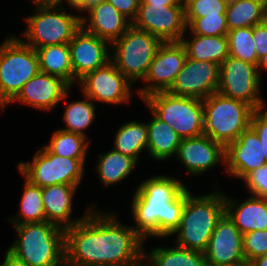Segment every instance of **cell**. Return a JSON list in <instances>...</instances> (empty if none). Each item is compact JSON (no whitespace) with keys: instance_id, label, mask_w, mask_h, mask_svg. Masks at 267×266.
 Here are the masks:
<instances>
[{"instance_id":"8fae6325","label":"cell","mask_w":267,"mask_h":266,"mask_svg":"<svg viewBox=\"0 0 267 266\" xmlns=\"http://www.w3.org/2000/svg\"><path fill=\"white\" fill-rule=\"evenodd\" d=\"M259 69L257 65L228 56L220 65L217 92L243 101L255 110L263 109L264 102L259 97Z\"/></svg>"},{"instance_id":"4316f807","label":"cell","mask_w":267,"mask_h":266,"mask_svg":"<svg viewBox=\"0 0 267 266\" xmlns=\"http://www.w3.org/2000/svg\"><path fill=\"white\" fill-rule=\"evenodd\" d=\"M40 72L73 84V69L68 44L48 45L36 49Z\"/></svg>"},{"instance_id":"5b68a950","label":"cell","mask_w":267,"mask_h":266,"mask_svg":"<svg viewBox=\"0 0 267 266\" xmlns=\"http://www.w3.org/2000/svg\"><path fill=\"white\" fill-rule=\"evenodd\" d=\"M204 108L202 134L226 147L250 127L255 109L249 104L219 92L202 100Z\"/></svg>"},{"instance_id":"74e56055","label":"cell","mask_w":267,"mask_h":266,"mask_svg":"<svg viewBox=\"0 0 267 266\" xmlns=\"http://www.w3.org/2000/svg\"><path fill=\"white\" fill-rule=\"evenodd\" d=\"M243 179L252 196L267 199V164L252 170Z\"/></svg>"},{"instance_id":"f35d334b","label":"cell","mask_w":267,"mask_h":266,"mask_svg":"<svg viewBox=\"0 0 267 266\" xmlns=\"http://www.w3.org/2000/svg\"><path fill=\"white\" fill-rule=\"evenodd\" d=\"M255 110L252 114L250 127L255 131L262 143L263 154L267 162V109Z\"/></svg>"},{"instance_id":"2e32d148","label":"cell","mask_w":267,"mask_h":266,"mask_svg":"<svg viewBox=\"0 0 267 266\" xmlns=\"http://www.w3.org/2000/svg\"><path fill=\"white\" fill-rule=\"evenodd\" d=\"M85 96L110 104L128 102L132 82L116 67L112 59L79 80ZM131 83V84H130Z\"/></svg>"},{"instance_id":"44dd1931","label":"cell","mask_w":267,"mask_h":266,"mask_svg":"<svg viewBox=\"0 0 267 266\" xmlns=\"http://www.w3.org/2000/svg\"><path fill=\"white\" fill-rule=\"evenodd\" d=\"M89 18L81 17V27L88 33L113 43L132 25L131 22L107 0L87 10ZM87 19V20H86ZM89 19V20H88ZM89 21L88 28L85 22ZM86 28V29H85Z\"/></svg>"},{"instance_id":"d4e9b609","label":"cell","mask_w":267,"mask_h":266,"mask_svg":"<svg viewBox=\"0 0 267 266\" xmlns=\"http://www.w3.org/2000/svg\"><path fill=\"white\" fill-rule=\"evenodd\" d=\"M228 30L253 27L267 20V0H233L226 11Z\"/></svg>"},{"instance_id":"8992f818","label":"cell","mask_w":267,"mask_h":266,"mask_svg":"<svg viewBox=\"0 0 267 266\" xmlns=\"http://www.w3.org/2000/svg\"><path fill=\"white\" fill-rule=\"evenodd\" d=\"M33 1L38 11L26 18L28 27L23 35L29 41L22 42L35 50L48 45L68 44L81 28V17L66 14L59 0Z\"/></svg>"},{"instance_id":"7dc6e473","label":"cell","mask_w":267,"mask_h":266,"mask_svg":"<svg viewBox=\"0 0 267 266\" xmlns=\"http://www.w3.org/2000/svg\"><path fill=\"white\" fill-rule=\"evenodd\" d=\"M261 68H266L267 69V57L264 59V61L261 63V65H260V69Z\"/></svg>"},{"instance_id":"7402d4cb","label":"cell","mask_w":267,"mask_h":266,"mask_svg":"<svg viewBox=\"0 0 267 266\" xmlns=\"http://www.w3.org/2000/svg\"><path fill=\"white\" fill-rule=\"evenodd\" d=\"M77 187V185L56 184L42 188L46 221L65 230L84 219L81 217L74 221L69 220L72 213V197Z\"/></svg>"},{"instance_id":"f6af8a7d","label":"cell","mask_w":267,"mask_h":266,"mask_svg":"<svg viewBox=\"0 0 267 266\" xmlns=\"http://www.w3.org/2000/svg\"><path fill=\"white\" fill-rule=\"evenodd\" d=\"M248 266H267V255L253 259Z\"/></svg>"},{"instance_id":"9c48e42d","label":"cell","mask_w":267,"mask_h":266,"mask_svg":"<svg viewBox=\"0 0 267 266\" xmlns=\"http://www.w3.org/2000/svg\"><path fill=\"white\" fill-rule=\"evenodd\" d=\"M162 43L158 37L131 25L112 43L116 52L111 59L117 69L131 82L144 79Z\"/></svg>"},{"instance_id":"603a6c76","label":"cell","mask_w":267,"mask_h":266,"mask_svg":"<svg viewBox=\"0 0 267 266\" xmlns=\"http://www.w3.org/2000/svg\"><path fill=\"white\" fill-rule=\"evenodd\" d=\"M238 204L225 196V213L243 235L254 230H267V199L251 195Z\"/></svg>"},{"instance_id":"4fadbf2b","label":"cell","mask_w":267,"mask_h":266,"mask_svg":"<svg viewBox=\"0 0 267 266\" xmlns=\"http://www.w3.org/2000/svg\"><path fill=\"white\" fill-rule=\"evenodd\" d=\"M204 255L209 266H248L243 234L226 213L218 220Z\"/></svg>"},{"instance_id":"ab89813d","label":"cell","mask_w":267,"mask_h":266,"mask_svg":"<svg viewBox=\"0 0 267 266\" xmlns=\"http://www.w3.org/2000/svg\"><path fill=\"white\" fill-rule=\"evenodd\" d=\"M253 41L258 57V67L267 57V20L253 26Z\"/></svg>"},{"instance_id":"1f68e13d","label":"cell","mask_w":267,"mask_h":266,"mask_svg":"<svg viewBox=\"0 0 267 266\" xmlns=\"http://www.w3.org/2000/svg\"><path fill=\"white\" fill-rule=\"evenodd\" d=\"M85 141L86 137L60 129L54 132L50 144L45 147L55 155L86 158L89 142Z\"/></svg>"},{"instance_id":"e0dca14e","label":"cell","mask_w":267,"mask_h":266,"mask_svg":"<svg viewBox=\"0 0 267 266\" xmlns=\"http://www.w3.org/2000/svg\"><path fill=\"white\" fill-rule=\"evenodd\" d=\"M108 41L86 32L82 27L68 43L73 69V82L93 72L111 60Z\"/></svg>"},{"instance_id":"cb8c5ba5","label":"cell","mask_w":267,"mask_h":266,"mask_svg":"<svg viewBox=\"0 0 267 266\" xmlns=\"http://www.w3.org/2000/svg\"><path fill=\"white\" fill-rule=\"evenodd\" d=\"M180 42L186 49L187 57L192 60L210 61L220 66L229 56L227 35L203 36L193 34L191 41L182 38Z\"/></svg>"},{"instance_id":"6da1fadb","label":"cell","mask_w":267,"mask_h":266,"mask_svg":"<svg viewBox=\"0 0 267 266\" xmlns=\"http://www.w3.org/2000/svg\"><path fill=\"white\" fill-rule=\"evenodd\" d=\"M88 211L84 219L65 229L64 262L107 266H142L143 238L122 225L113 214Z\"/></svg>"},{"instance_id":"3957f363","label":"cell","mask_w":267,"mask_h":266,"mask_svg":"<svg viewBox=\"0 0 267 266\" xmlns=\"http://www.w3.org/2000/svg\"><path fill=\"white\" fill-rule=\"evenodd\" d=\"M19 236L7 251L26 266H62L65 230L48 221L14 224Z\"/></svg>"},{"instance_id":"ba28073f","label":"cell","mask_w":267,"mask_h":266,"mask_svg":"<svg viewBox=\"0 0 267 266\" xmlns=\"http://www.w3.org/2000/svg\"><path fill=\"white\" fill-rule=\"evenodd\" d=\"M143 100L153 114L173 128L181 139L203 135L202 99L175 96L167 91H160L146 96Z\"/></svg>"},{"instance_id":"83f0119b","label":"cell","mask_w":267,"mask_h":266,"mask_svg":"<svg viewBox=\"0 0 267 266\" xmlns=\"http://www.w3.org/2000/svg\"><path fill=\"white\" fill-rule=\"evenodd\" d=\"M144 259H151V263L143 266H206V259L203 252L184 249L181 247L160 248L156 247Z\"/></svg>"},{"instance_id":"4dcf8cb0","label":"cell","mask_w":267,"mask_h":266,"mask_svg":"<svg viewBox=\"0 0 267 266\" xmlns=\"http://www.w3.org/2000/svg\"><path fill=\"white\" fill-rule=\"evenodd\" d=\"M21 214L12 219V224H25L46 221L42 200V188L25 181L24 193L21 199ZM19 219V220H18Z\"/></svg>"},{"instance_id":"836d02e7","label":"cell","mask_w":267,"mask_h":266,"mask_svg":"<svg viewBox=\"0 0 267 266\" xmlns=\"http://www.w3.org/2000/svg\"><path fill=\"white\" fill-rule=\"evenodd\" d=\"M227 39L229 56L258 66V57L253 41V27L229 30Z\"/></svg>"},{"instance_id":"bcb514c9","label":"cell","mask_w":267,"mask_h":266,"mask_svg":"<svg viewBox=\"0 0 267 266\" xmlns=\"http://www.w3.org/2000/svg\"><path fill=\"white\" fill-rule=\"evenodd\" d=\"M62 266H107V265H94V264H84V263H77V262H63Z\"/></svg>"},{"instance_id":"277c9868","label":"cell","mask_w":267,"mask_h":266,"mask_svg":"<svg viewBox=\"0 0 267 266\" xmlns=\"http://www.w3.org/2000/svg\"><path fill=\"white\" fill-rule=\"evenodd\" d=\"M225 213V195L210 193L204 196H192L185 189V206L177 235V246L205 252L218 220Z\"/></svg>"},{"instance_id":"484cf974","label":"cell","mask_w":267,"mask_h":266,"mask_svg":"<svg viewBox=\"0 0 267 266\" xmlns=\"http://www.w3.org/2000/svg\"><path fill=\"white\" fill-rule=\"evenodd\" d=\"M148 146L147 149L152 158L165 160L177 154L181 138L166 122L161 121L155 115L147 123Z\"/></svg>"},{"instance_id":"5bb4252c","label":"cell","mask_w":267,"mask_h":266,"mask_svg":"<svg viewBox=\"0 0 267 266\" xmlns=\"http://www.w3.org/2000/svg\"><path fill=\"white\" fill-rule=\"evenodd\" d=\"M220 66L210 61L186 58L182 70L177 74L167 92L175 96L205 99L217 92Z\"/></svg>"},{"instance_id":"7bdbcfd3","label":"cell","mask_w":267,"mask_h":266,"mask_svg":"<svg viewBox=\"0 0 267 266\" xmlns=\"http://www.w3.org/2000/svg\"><path fill=\"white\" fill-rule=\"evenodd\" d=\"M140 4H163L165 6H184L176 0H141Z\"/></svg>"},{"instance_id":"9a60e30c","label":"cell","mask_w":267,"mask_h":266,"mask_svg":"<svg viewBox=\"0 0 267 266\" xmlns=\"http://www.w3.org/2000/svg\"><path fill=\"white\" fill-rule=\"evenodd\" d=\"M186 58V49L180 41L163 42L143 79L147 83L150 82V86L138 90L140 97L143 99L152 93L167 91L182 70Z\"/></svg>"},{"instance_id":"c3c4849f","label":"cell","mask_w":267,"mask_h":266,"mask_svg":"<svg viewBox=\"0 0 267 266\" xmlns=\"http://www.w3.org/2000/svg\"><path fill=\"white\" fill-rule=\"evenodd\" d=\"M176 2L181 3V4H185L187 2V0H176Z\"/></svg>"},{"instance_id":"f546056e","label":"cell","mask_w":267,"mask_h":266,"mask_svg":"<svg viewBox=\"0 0 267 266\" xmlns=\"http://www.w3.org/2000/svg\"><path fill=\"white\" fill-rule=\"evenodd\" d=\"M97 166L100 181L107 185L115 184L131 173L137 161L114 149L105 154H100Z\"/></svg>"},{"instance_id":"52a82bcc","label":"cell","mask_w":267,"mask_h":266,"mask_svg":"<svg viewBox=\"0 0 267 266\" xmlns=\"http://www.w3.org/2000/svg\"><path fill=\"white\" fill-rule=\"evenodd\" d=\"M39 71L36 50L19 38H7L0 45V109L8 106Z\"/></svg>"},{"instance_id":"d6a6232c","label":"cell","mask_w":267,"mask_h":266,"mask_svg":"<svg viewBox=\"0 0 267 266\" xmlns=\"http://www.w3.org/2000/svg\"><path fill=\"white\" fill-rule=\"evenodd\" d=\"M85 98L86 101H75L67 106L66 112L63 115L67 127L65 129L62 128V130L86 137L83 129L93 122L95 118V105L91 98L88 96H85Z\"/></svg>"},{"instance_id":"ffe728a7","label":"cell","mask_w":267,"mask_h":266,"mask_svg":"<svg viewBox=\"0 0 267 266\" xmlns=\"http://www.w3.org/2000/svg\"><path fill=\"white\" fill-rule=\"evenodd\" d=\"M176 155L189 173L198 175L216 165L220 160L225 161V147L210 137L201 135L181 139Z\"/></svg>"},{"instance_id":"b9f144b4","label":"cell","mask_w":267,"mask_h":266,"mask_svg":"<svg viewBox=\"0 0 267 266\" xmlns=\"http://www.w3.org/2000/svg\"><path fill=\"white\" fill-rule=\"evenodd\" d=\"M63 2V0H59ZM69 6H72L75 9H78L79 11H86L89 8L98 5L100 2L104 0H66Z\"/></svg>"},{"instance_id":"d6986e66","label":"cell","mask_w":267,"mask_h":266,"mask_svg":"<svg viewBox=\"0 0 267 266\" xmlns=\"http://www.w3.org/2000/svg\"><path fill=\"white\" fill-rule=\"evenodd\" d=\"M69 88L70 85L62 78L39 71L23 85L10 103L18 100L38 109L49 110L67 97Z\"/></svg>"},{"instance_id":"d590c367","label":"cell","mask_w":267,"mask_h":266,"mask_svg":"<svg viewBox=\"0 0 267 266\" xmlns=\"http://www.w3.org/2000/svg\"><path fill=\"white\" fill-rule=\"evenodd\" d=\"M195 35L225 36L228 34L226 14L196 18L189 26Z\"/></svg>"},{"instance_id":"7a4b0ae2","label":"cell","mask_w":267,"mask_h":266,"mask_svg":"<svg viewBox=\"0 0 267 266\" xmlns=\"http://www.w3.org/2000/svg\"><path fill=\"white\" fill-rule=\"evenodd\" d=\"M185 185L168 176H155L142 182L132 201L134 230L147 236L167 237L174 234L185 206Z\"/></svg>"},{"instance_id":"f1b7e54d","label":"cell","mask_w":267,"mask_h":266,"mask_svg":"<svg viewBox=\"0 0 267 266\" xmlns=\"http://www.w3.org/2000/svg\"><path fill=\"white\" fill-rule=\"evenodd\" d=\"M114 150L138 160L140 151L148 146L147 123L129 122L117 131Z\"/></svg>"},{"instance_id":"ac0fdd59","label":"cell","mask_w":267,"mask_h":266,"mask_svg":"<svg viewBox=\"0 0 267 266\" xmlns=\"http://www.w3.org/2000/svg\"><path fill=\"white\" fill-rule=\"evenodd\" d=\"M224 163L228 165L227 172L242 179L252 170L267 164L262 143L251 127L225 147Z\"/></svg>"},{"instance_id":"ee69618b","label":"cell","mask_w":267,"mask_h":266,"mask_svg":"<svg viewBox=\"0 0 267 266\" xmlns=\"http://www.w3.org/2000/svg\"><path fill=\"white\" fill-rule=\"evenodd\" d=\"M0 266H26V265L7 251L5 254L4 263Z\"/></svg>"},{"instance_id":"8d00e7d4","label":"cell","mask_w":267,"mask_h":266,"mask_svg":"<svg viewBox=\"0 0 267 266\" xmlns=\"http://www.w3.org/2000/svg\"><path fill=\"white\" fill-rule=\"evenodd\" d=\"M243 252L247 265L253 259L267 255V230H254L244 234Z\"/></svg>"},{"instance_id":"e575fe53","label":"cell","mask_w":267,"mask_h":266,"mask_svg":"<svg viewBox=\"0 0 267 266\" xmlns=\"http://www.w3.org/2000/svg\"><path fill=\"white\" fill-rule=\"evenodd\" d=\"M227 6V0H187L184 4L187 27L196 18L225 14Z\"/></svg>"},{"instance_id":"30bf717a","label":"cell","mask_w":267,"mask_h":266,"mask_svg":"<svg viewBox=\"0 0 267 266\" xmlns=\"http://www.w3.org/2000/svg\"><path fill=\"white\" fill-rule=\"evenodd\" d=\"M32 161L21 162L18 168L33 185L41 188L56 184L78 186L82 180L85 158L55 155L43 147Z\"/></svg>"},{"instance_id":"7c38bea8","label":"cell","mask_w":267,"mask_h":266,"mask_svg":"<svg viewBox=\"0 0 267 266\" xmlns=\"http://www.w3.org/2000/svg\"><path fill=\"white\" fill-rule=\"evenodd\" d=\"M132 25L151 33L162 42H179L187 29L185 7L140 4Z\"/></svg>"},{"instance_id":"60d3db41","label":"cell","mask_w":267,"mask_h":266,"mask_svg":"<svg viewBox=\"0 0 267 266\" xmlns=\"http://www.w3.org/2000/svg\"><path fill=\"white\" fill-rule=\"evenodd\" d=\"M112 4L117 10H119L126 18L131 16L132 23L138 13L141 0H107Z\"/></svg>"}]
</instances>
